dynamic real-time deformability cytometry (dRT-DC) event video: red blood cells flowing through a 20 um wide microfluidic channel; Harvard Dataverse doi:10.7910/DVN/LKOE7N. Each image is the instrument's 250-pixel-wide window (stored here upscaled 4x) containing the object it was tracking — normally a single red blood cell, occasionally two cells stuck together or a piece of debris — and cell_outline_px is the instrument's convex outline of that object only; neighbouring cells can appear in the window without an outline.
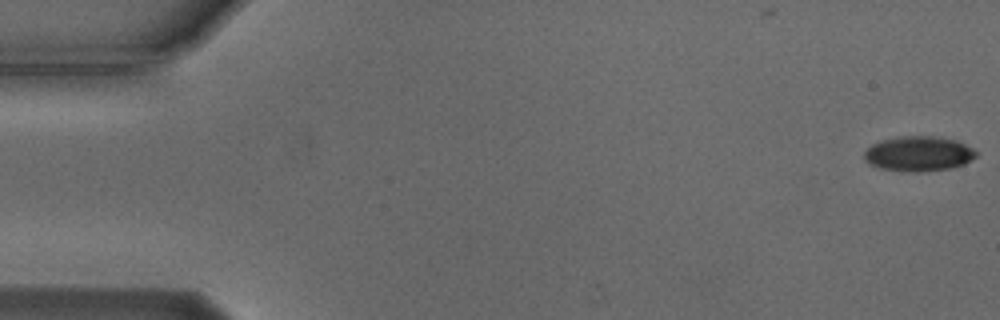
{"species": "Egyptian fruit bat (a non-hibernating species)", "species_latin": "Rousettus aegyptiacus", "temperature_condition": "cold", "stored_images_in_passage": 55, "camera_frame_rate_fps": 3000, "um_per_image_px": 0.085, "animal": {"sex": "male"}, "frame": {"image": 1, "passage_image": 1, "time_ms": 0.0, "image_size_px": [1000, 320], "cell_outline_px": [[976, 156], [964, 164], [952, 168], [920, 172], [916, 172], [880, 168], [868, 164], [864, 160], [864, 152], [872, 144], [880, 140], [900, 136], [932, 136], [956, 140], [972, 148], [976, 152]], "centroid_in_image_um": [78.05, 13.06], "position_along_channel_um": 7.0, "area_um2": 22.77}}
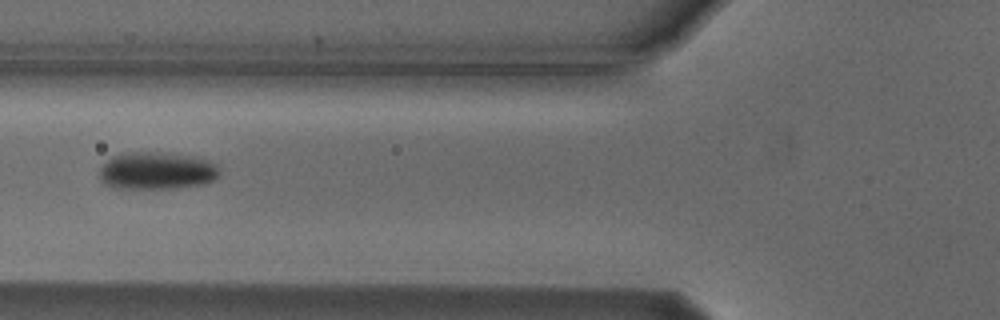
{"frame": {"image": 2, "passage_image": 21, "time_ms": 6.667, "image_size_px": [1000, 320], "cell_outline_px": [[220, 176], [204, 184], [172, 188], [116, 188], [104, 184], [100, 180], [100, 168], [112, 156], [124, 152], [168, 152], [192, 156], [208, 160], [216, 164], [220, 172]], "centroid_in_image_um": [13.33, 14.5], "position_along_channel_um": 112.5, "area_um2": 26.36}}
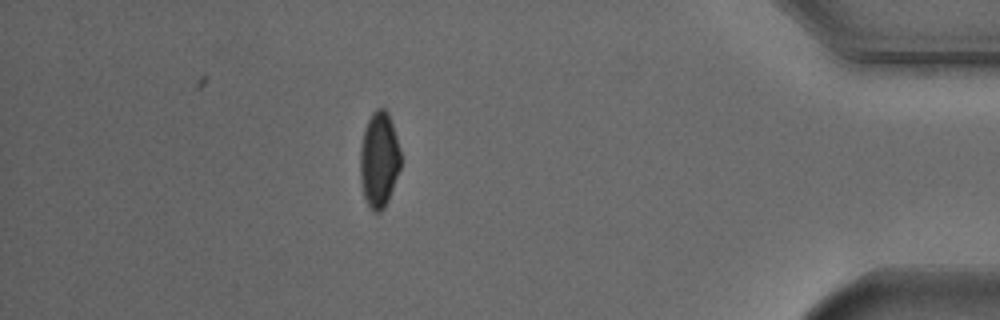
{"frame": {"image": 3, "passage_image": 48, "time_ms": 15.667, "image_size_px": [1000, 320], "cell_outline_px": [[400, 168], [388, 200], [384, 208], [380, 212], [372, 212], [364, 196], [360, 180], [360, 148], [364, 128], [372, 112], [376, 108], [384, 108], [388, 112], [396, 136], [400, 152]], "centroid_in_image_um": [32.2, 13.57], "position_along_channel_um": 403.0, "area_um2": 22.54}, "authors_computed_cell_mechanics": {"area_um2": 24.2182, "velocity_mm_per_s": 3.7531, "shape_relaxation_time_tau1_ms": 3.5835, "shape_relaxation_time_tau2_ms": null, "deformation_change_tau1": 0.1158, "deformation_change_tau2": null}}